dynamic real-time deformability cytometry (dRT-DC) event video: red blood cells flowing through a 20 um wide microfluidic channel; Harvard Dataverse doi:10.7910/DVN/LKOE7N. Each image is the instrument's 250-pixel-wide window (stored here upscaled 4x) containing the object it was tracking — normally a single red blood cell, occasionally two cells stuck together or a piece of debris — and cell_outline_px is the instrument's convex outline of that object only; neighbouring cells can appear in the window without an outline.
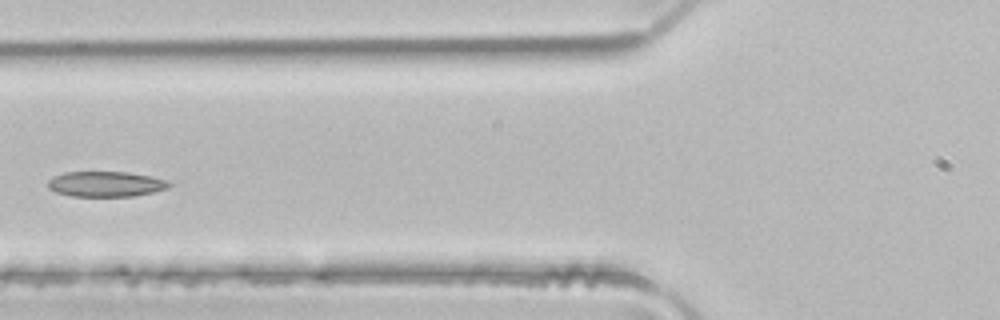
{"species": "common noctule bat (a hibernating species)", "species_latin": "Nyctalus noctula", "temperature_condition": "room temperature", "stored_images_in_passage": 4, "camera_frame_rate_fps": 3000, "um_per_image_px": 0.085, "animal": {"sex": "male", "body_mass_g": 21.5, "forearm_length_mm": 52.0}, "frame": {"image": 1, "passage_image": 4, "time_ms": 1.0, "image_size_px": [1000, 320], "cell_outline_px": [[172, 184], [168, 188], [136, 196], [72, 196], [56, 192], [48, 188], [48, 180], [52, 176], [64, 172], [128, 172], [152, 176], [168, 180]], "centroid_in_image_um": [9.0, 15.64], "position_along_channel_um": 116.8, "area_um2": 18.03}}